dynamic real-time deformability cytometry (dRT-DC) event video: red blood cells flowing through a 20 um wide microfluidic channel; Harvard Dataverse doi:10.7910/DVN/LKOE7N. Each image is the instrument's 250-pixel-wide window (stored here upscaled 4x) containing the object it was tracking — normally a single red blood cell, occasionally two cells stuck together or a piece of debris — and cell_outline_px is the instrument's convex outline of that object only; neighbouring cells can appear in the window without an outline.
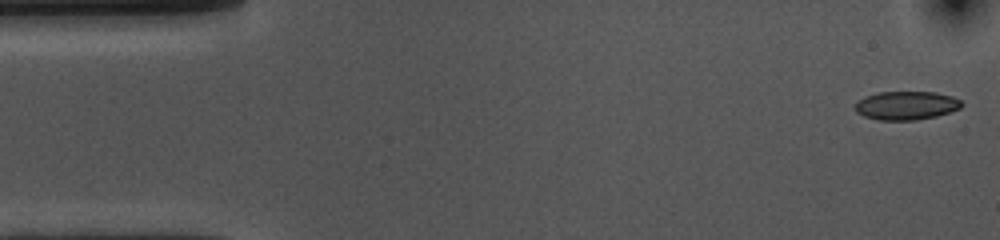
{"species": "common noctule bat (a hibernating species)", "species_latin": "Nyctalus noctula", "temperature_condition": "cold", "stored_images_in_passage": 54, "camera_frame_rate_fps": 3000, "um_per_image_px": 0.085, "animal": {"sex": "female", "body_mass_g": 10.0, "forearm_length_mm": 53.1}, "frame": {"image": 1, "passage_image": 1, "time_ms": 0.0, "image_size_px": [1000, 240], "cell_outline_px": [[964, 104], [960, 108], [936, 116], [916, 120], [880, 120], [864, 116], [856, 112], [856, 104], [864, 96], [880, 92], [936, 92], [952, 96], [960, 100]], "centroid_in_image_um": [77.05, 8.96], "position_along_channel_um": 7.9, "area_um2": 17.63}}
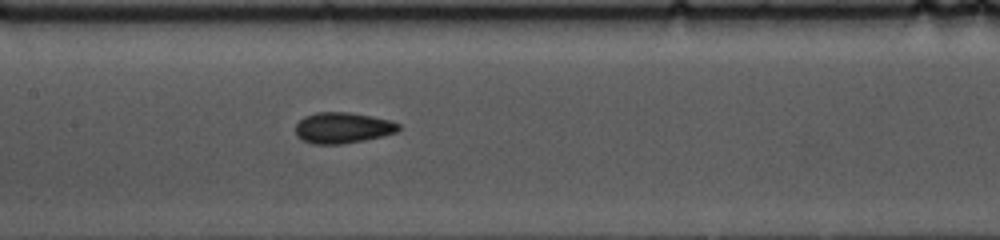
{"frame": {"image": 2, "passage_image": 24, "time_ms": 7.667, "image_size_px": [1000, 240], "cell_outline_px": [[400, 128], [396, 132], [384, 136], [344, 144], [312, 144], [300, 140], [296, 136], [296, 124], [304, 116], [316, 112], [348, 112], [388, 120], [400, 124]], "centroid_in_image_um": [29.08, 10.88], "position_along_channel_um": 178.3, "area_um2": 18.61}}
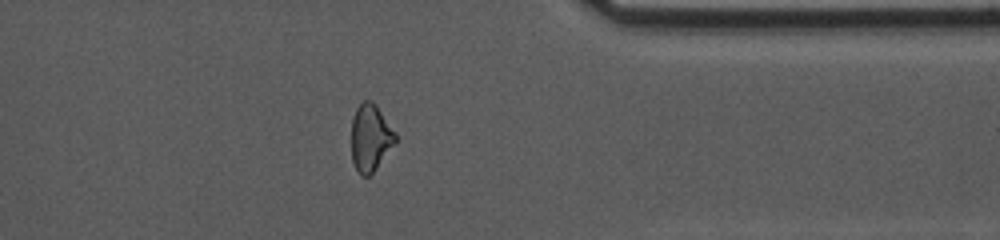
{"frame": {"image": 3, "passage_image": 42, "time_ms": 13.667, "image_size_px": [1000, 240], "cell_outline_px": [[396, 140], [372, 172], [368, 176], [360, 176], [352, 160], [352, 116], [356, 108], [364, 100], [372, 100], [376, 104], [396, 132]], "centroid_in_image_um": [31.47, 11.66], "position_along_channel_um": 379.9, "area_um2": 16.94}, "authors_computed_cell_mechanics": {"area_um2": 18.207, "velocity_mm_per_s": 3.604, "shape_relaxation_time_tau1_ms": 5.9052, "shape_relaxation_time_tau2_ms": 2.0937, "deformation_change_tau1": 0.1259, "deformation_change_tau2": 0.0844}}